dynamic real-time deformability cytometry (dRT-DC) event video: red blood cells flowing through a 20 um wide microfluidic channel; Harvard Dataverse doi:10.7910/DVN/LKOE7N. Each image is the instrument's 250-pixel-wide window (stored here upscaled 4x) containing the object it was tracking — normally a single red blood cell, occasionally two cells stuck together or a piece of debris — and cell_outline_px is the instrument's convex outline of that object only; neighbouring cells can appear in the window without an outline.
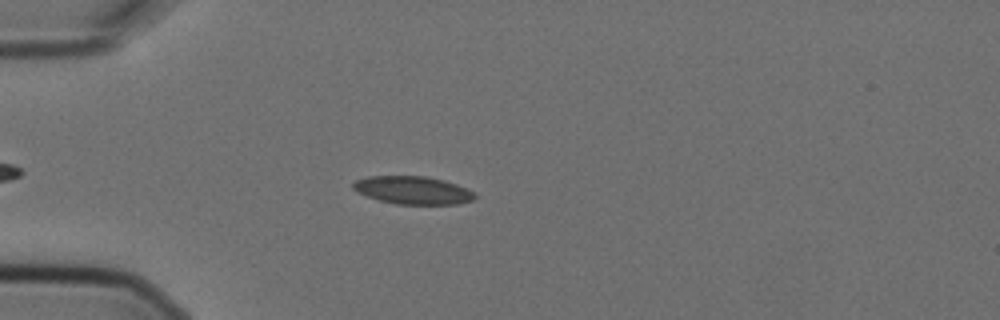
{"species": "Egyptian fruit bat (a non-hibernating species)", "species_latin": "Rousettus aegyptiacus", "temperature_condition": "cold", "stored_images_in_passage": 4, "camera_frame_rate_fps": 3000, "um_per_image_px": 0.085, "animal": {"sex": "female"}, "frame": {"image": 1, "passage_image": 4, "time_ms": 1.0, "image_size_px": [1000, 320], "cell_outline_px": [[476, 196], [472, 200], [456, 204], [396, 204], [380, 200], [356, 192], [352, 188], [352, 184], [356, 180], [368, 176], [424, 176], [444, 180], [456, 184], [476, 192]], "centroid_in_image_um": [35.09, 16.16], "position_along_channel_um": 49.9, "area_um2": 19.77}}